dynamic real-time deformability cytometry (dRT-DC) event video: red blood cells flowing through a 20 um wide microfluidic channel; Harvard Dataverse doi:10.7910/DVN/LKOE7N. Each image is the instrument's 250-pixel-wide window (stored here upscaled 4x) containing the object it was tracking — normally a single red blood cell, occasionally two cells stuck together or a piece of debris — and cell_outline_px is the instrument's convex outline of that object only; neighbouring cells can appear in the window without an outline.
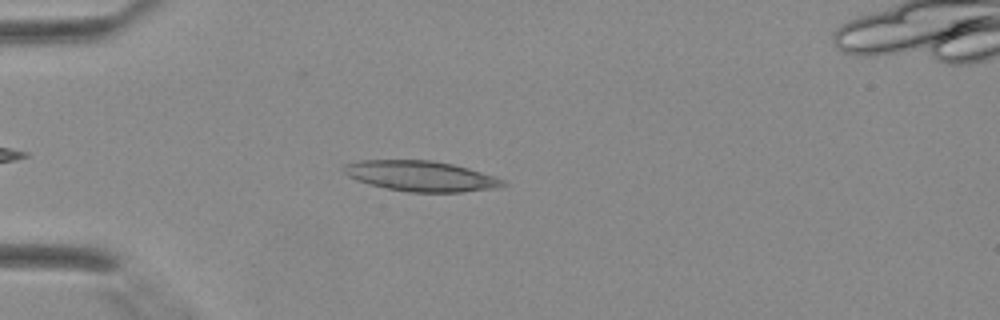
{"species": "Egyptian fruit bat (a non-hibernating species)", "species_latin": "Rousettus aegyptiacus", "temperature_condition": "warm", "stored_images_in_passage": 30, "camera_frame_rate_fps": 3000, "um_per_image_px": 0.085, "animal": {"sex": "female"}, "frame": {"image": 1, "passage_image": 5, "time_ms": 1.333, "image_size_px": [1000, 320], "cell_outline_px": [[508, 184], [496, 188], [460, 192], [408, 192], [368, 184], [356, 180], [348, 176], [340, 168], [344, 164], [360, 160], [432, 160], [452, 164], [468, 168], [504, 180]], "centroid_in_image_um": [35.72, 14.96], "position_along_channel_um": 49.3, "area_um2": 28.15}}
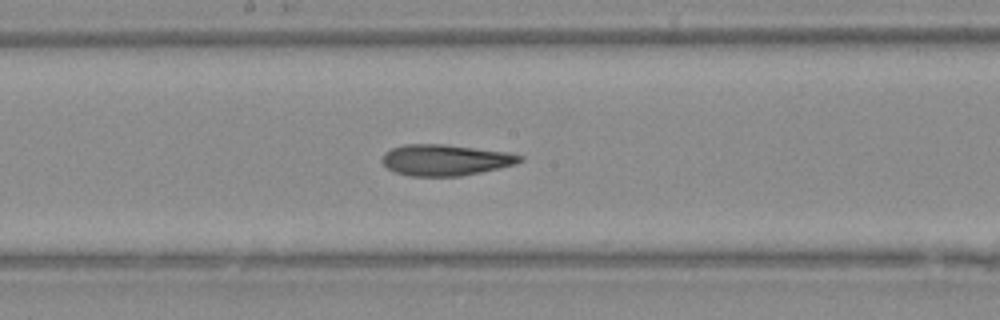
{"frame": {"image": 2, "passage_image": 16, "time_ms": 5.0, "image_size_px": [1000, 320], "cell_outline_px": [[524, 160], [516, 164], [480, 172], [460, 176], [408, 176], [396, 172], [388, 168], [384, 164], [384, 152], [392, 148], [404, 144], [444, 144], [508, 152], [524, 156]], "centroid_in_image_um": [37.89, 13.59], "position_along_channel_um": 210.3, "area_um2": 24.85}}
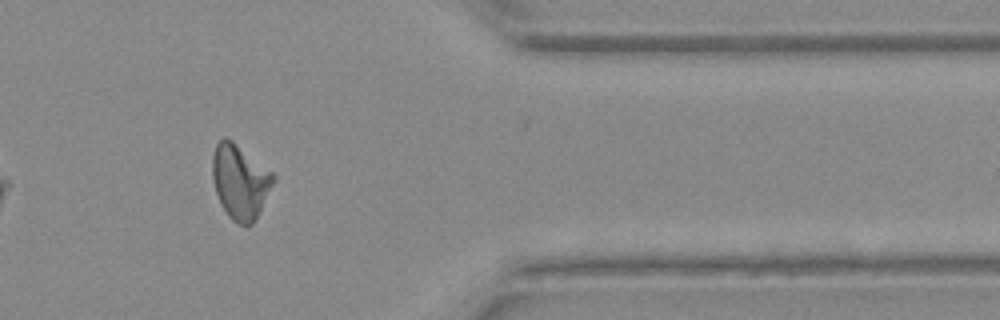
{"frame": {"image": 3, "passage_image": 28, "time_ms": 9.0, "image_size_px": [1000, 320], "cell_outline_px": [[276, 180], [252, 224], [240, 224], [232, 220], [228, 216], [220, 204], [216, 192], [212, 176], [212, 156], [216, 144], [224, 136], [232, 140], [272, 172], [276, 176]], "centroid_in_image_um": [20.39, 15.42], "position_along_channel_um": 391.0, "area_um2": 26.24}}